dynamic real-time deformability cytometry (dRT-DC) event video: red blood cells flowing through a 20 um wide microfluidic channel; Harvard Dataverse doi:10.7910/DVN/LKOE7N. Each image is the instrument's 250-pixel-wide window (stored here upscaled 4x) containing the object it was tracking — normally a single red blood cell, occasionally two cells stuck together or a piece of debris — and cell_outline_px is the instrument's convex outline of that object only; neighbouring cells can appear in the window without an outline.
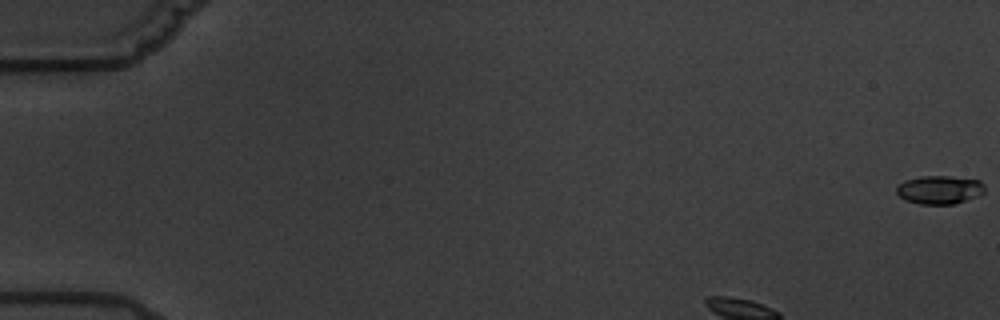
{"species": "common noctule bat (a hibernating species)", "species_latin": "Nyctalus noctula", "temperature_condition": "warm", "stored_images_in_passage": 5, "camera_frame_rate_fps": 3000, "um_per_image_px": 0.085, "animal": {"sex": "male", "body_mass_g": 19.5, "forearm_length_mm": 54.6}, "frame": {"image": 1, "passage_image": 1, "time_ms": 0.0, "image_size_px": [1000, 320], "cell_outline_px": [[984, 192], [976, 196], [952, 204], [920, 204], [904, 200], [896, 192], [896, 188], [904, 180], [920, 176], [948, 176], [980, 180], [984, 184]], "centroid_in_image_um": [79.83, 16.12], "position_along_channel_um": 5.2, "area_um2": 14.51}}